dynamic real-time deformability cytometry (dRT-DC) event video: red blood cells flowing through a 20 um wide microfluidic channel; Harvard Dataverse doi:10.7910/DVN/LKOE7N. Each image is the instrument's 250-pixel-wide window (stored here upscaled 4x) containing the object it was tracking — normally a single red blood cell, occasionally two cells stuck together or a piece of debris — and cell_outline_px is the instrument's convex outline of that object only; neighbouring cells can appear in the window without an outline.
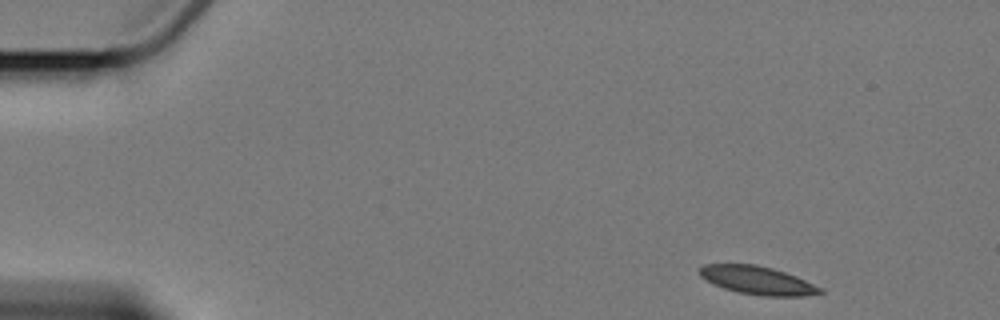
{"species": "Egyptian fruit bat (a non-hibernating species)", "species_latin": "Rousettus aegyptiacus", "temperature_condition": "cold", "stored_images_in_passage": 5, "camera_frame_rate_fps": 3000, "um_per_image_px": 0.085, "animal": {"sex": "female"}, "frame": {"image": 1, "passage_image": 1, "time_ms": 0.0, "image_size_px": [1000, 320], "cell_outline_px": [[824, 292], [804, 296], [760, 296], [736, 292], [712, 284], [700, 276], [700, 268], [704, 264], [756, 264], [772, 268], [796, 276], [824, 288]], "centroid_in_image_um": [64.4, 23.84], "position_along_channel_um": 20.6, "area_um2": 19.94}}